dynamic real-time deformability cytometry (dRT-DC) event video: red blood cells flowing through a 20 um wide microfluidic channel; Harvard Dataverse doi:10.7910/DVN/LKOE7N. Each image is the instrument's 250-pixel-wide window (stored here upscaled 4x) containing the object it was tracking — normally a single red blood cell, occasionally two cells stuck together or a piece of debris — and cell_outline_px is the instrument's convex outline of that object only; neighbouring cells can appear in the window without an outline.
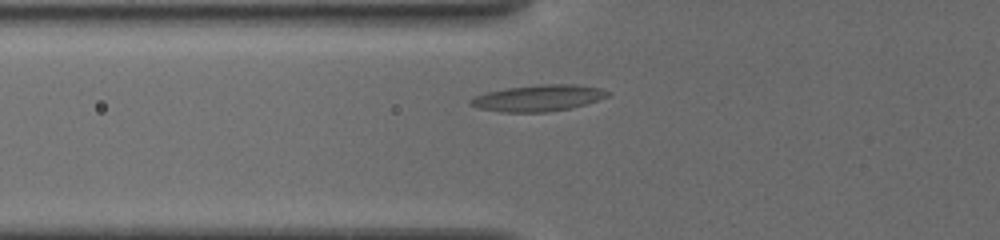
{"species": "common noctule bat (a hibernating species)", "species_latin": "Nyctalus noctula", "temperature_condition": "cold", "stored_images_in_passage": 26, "camera_frame_rate_fps": 3000, "um_per_image_px": 0.085, "animal": {"sex": "female", "body_mass_g": 19.5, "forearm_length_mm": 54.1}, "frame": {"image": 1, "passage_image": 6, "time_ms": 2.333, "image_size_px": [1000, 240], "cell_outline_px": [[612, 92], [608, 96], [584, 104], [568, 108], [544, 112], [500, 112], [480, 108], [468, 104], [468, 100], [472, 96], [488, 92], [508, 88], [540, 84], [576, 84], [600, 88]], "centroid_in_image_um": [45.72, 8.32], "position_along_channel_um": 80.1, "area_um2": 20.92}}
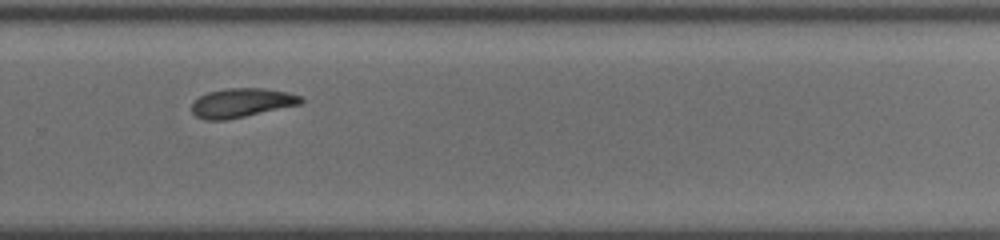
{"frame": {"image": 2, "passage_image": 15, "time_ms": 8.333, "image_size_px": [1000, 240], "cell_outline_px": [[304, 100], [300, 104], [244, 116], [224, 120], [204, 120], [196, 116], [192, 112], [192, 104], [200, 96], [208, 92], [228, 88], [260, 88], [288, 92], [300, 96]], "centroid_in_image_um": [20.52, 8.73], "position_along_channel_um": 309.3, "area_um2": 18.21}}
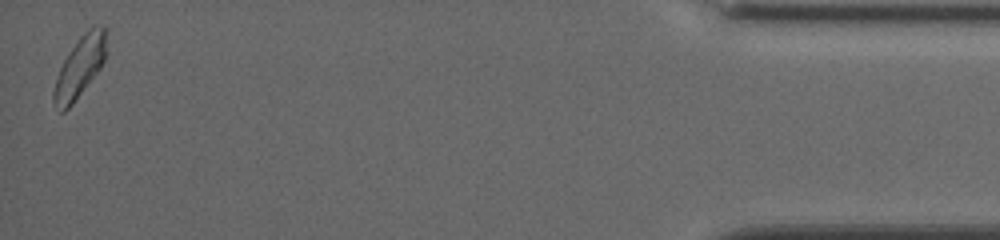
{"frame": {"image": 3, "passage_image": 26, "time_ms": 13.333, "image_size_px": [1000, 240], "cell_outline_px": [[108, 32], [104, 60], [100, 68], [72, 104], [64, 112], [60, 112], [52, 100], [52, 92], [60, 68], [64, 60], [80, 36], [92, 24], [104, 24], [108, 28]], "centroid_in_image_um": [6.82, 5.62], "position_along_channel_um": 428.4, "area_um2": 18.73}, "authors_computed_cell_mechanics": {"area_um2": 18.7272, "velocity_mm_per_s": 3.8416, "shape_relaxation_time_tau1_ms": 9.3315, "shape_relaxation_time_tau2_ms": 4.0092, "deformation_change_tau1": 0.1512, "deformation_change_tau2": 0.0943}}